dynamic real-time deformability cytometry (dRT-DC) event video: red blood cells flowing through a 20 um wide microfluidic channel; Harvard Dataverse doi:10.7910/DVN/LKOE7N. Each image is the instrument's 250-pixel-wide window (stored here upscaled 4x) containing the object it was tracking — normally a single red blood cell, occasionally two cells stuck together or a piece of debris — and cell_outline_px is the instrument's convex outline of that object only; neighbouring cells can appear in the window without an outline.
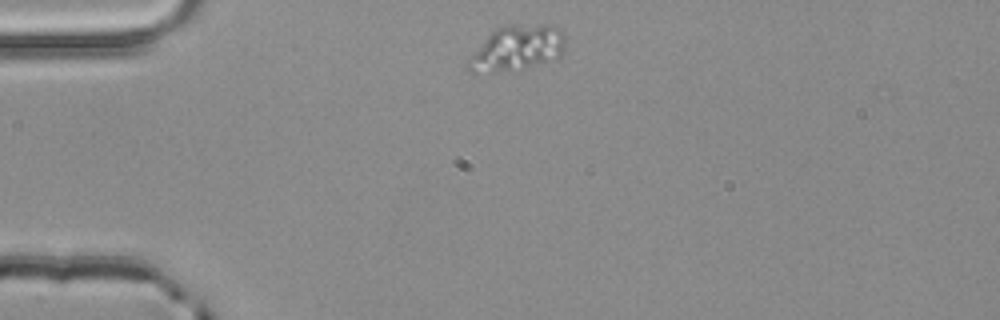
{"species": "common noctule bat (a hibernating species)", "species_latin": "Nyctalus noctula", "temperature_condition": "room temperature", "stored_images_in_passage": 2, "camera_frame_rate_fps": 3000, "um_per_image_px": 0.085, "animal": {"sex": "male", "body_mass_g": 20.4}, "frame": {"image": 1, "passage_image": 1, "time_ms": 0.0, "image_size_px": [1000, 320], "cell_outline_px": [[564, 52], [560, 56], [524, 68], [476, 72], [468, 72], [464, 64], [488, 36], [496, 28], [508, 24], [556, 24], [564, 32]], "centroid_in_image_um": [43.98, 4.04], "position_along_channel_um": 41.0, "area_um2": 25.37}}